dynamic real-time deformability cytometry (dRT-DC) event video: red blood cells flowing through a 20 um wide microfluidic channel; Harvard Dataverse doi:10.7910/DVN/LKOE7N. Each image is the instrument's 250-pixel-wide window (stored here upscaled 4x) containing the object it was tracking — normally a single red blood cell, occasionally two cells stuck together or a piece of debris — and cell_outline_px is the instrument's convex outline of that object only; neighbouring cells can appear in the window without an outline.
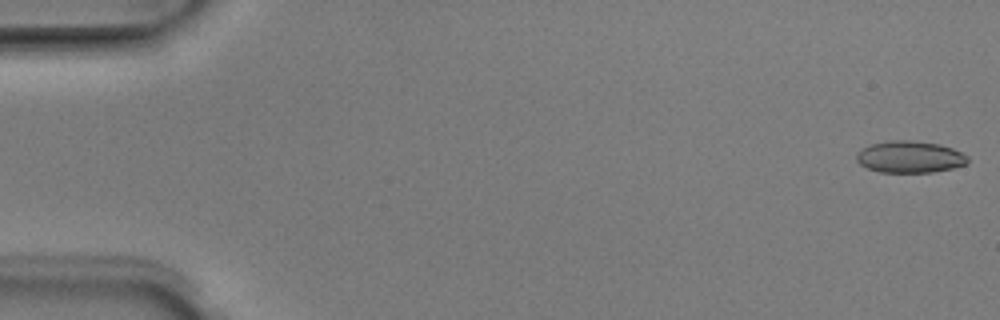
{"species": "Egyptian fruit bat (a non-hibernating species)", "species_latin": "Rousettus aegyptiacus", "temperature_condition": "room temperature", "stored_images_in_passage": 51, "camera_frame_rate_fps": 3000, "um_per_image_px": 0.085, "animal": {"sex": "male"}, "frame": {"image": 1, "passage_image": 1, "time_ms": 0.0, "image_size_px": [1000, 320], "cell_outline_px": [[968, 164], [952, 168], [932, 172], [880, 172], [868, 168], [860, 164], [856, 160], [856, 152], [872, 144], [892, 140], [912, 140], [940, 144], [952, 148], [968, 156]], "centroid_in_image_um": [77.35, 13.33], "position_along_channel_um": 7.7, "area_um2": 20.58}}
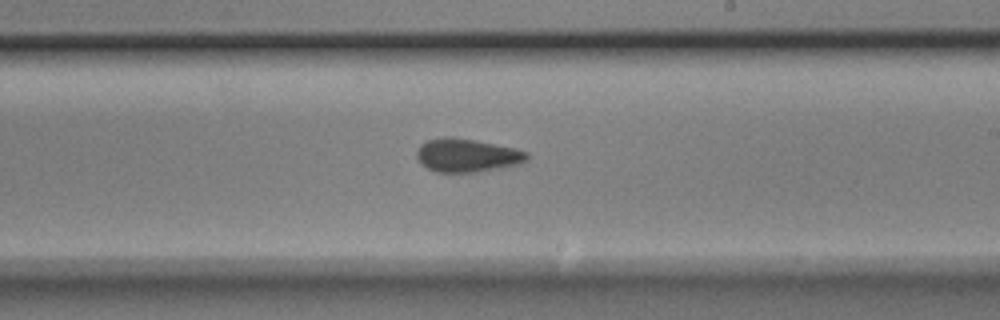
{"frame": {"image": 2, "passage_image": 30, "time_ms": 9.667, "image_size_px": [1000, 320], "cell_outline_px": [[528, 160], [520, 164], [476, 172], [436, 172], [420, 164], [416, 160], [416, 148], [420, 144], [428, 140], [444, 136], [452, 136], [476, 140], [516, 148], [528, 152]], "centroid_in_image_um": [39.66, 13.19], "position_along_channel_um": 249.3, "area_um2": 21.79}}
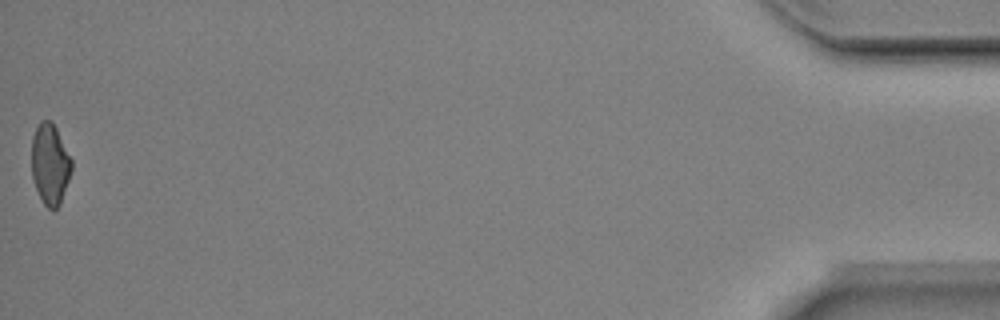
{"frame": {"image": 3, "passage_image": 51, "time_ms": 16.667, "image_size_px": [1000, 320], "cell_outline_px": [[72, 168], [60, 204], [52, 212], [44, 204], [36, 188], [32, 176], [32, 136], [40, 120], [52, 120], [72, 160]], "centroid_in_image_um": [4.25, 13.94], "position_along_channel_um": 431.0, "area_um2": 18.73}, "authors_computed_cell_mechanics": {"area_um2": 20.7502, "velocity_mm_per_s": 3.9746, "shape_relaxation_time_tau1_ms": 10.1198, "shape_relaxation_time_tau2_ms": 1.8872, "deformation_change_tau1": 0.1518, "deformation_change_tau2": 0.0866}}